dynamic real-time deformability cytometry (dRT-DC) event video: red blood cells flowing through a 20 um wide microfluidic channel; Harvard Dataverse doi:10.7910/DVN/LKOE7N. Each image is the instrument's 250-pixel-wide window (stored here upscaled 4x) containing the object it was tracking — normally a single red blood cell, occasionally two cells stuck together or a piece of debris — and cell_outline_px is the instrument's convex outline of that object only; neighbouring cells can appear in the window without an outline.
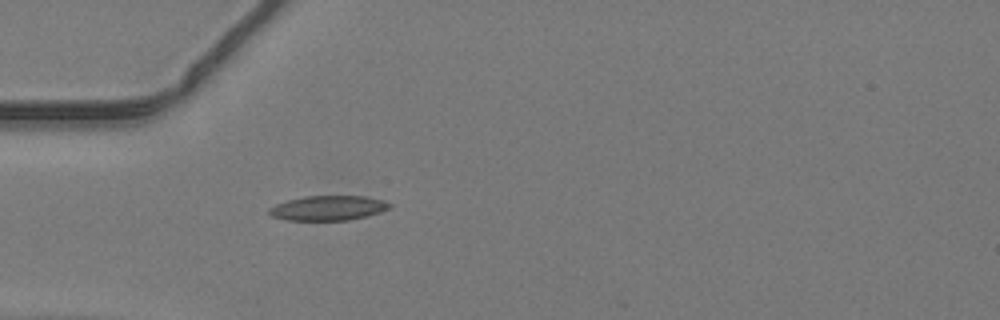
{"species": "common noctule bat (a hibernating species)", "species_latin": "Nyctalus noctula", "temperature_condition": "warm", "stored_images_in_passage": 29, "camera_frame_rate_fps": 3000, "um_per_image_px": 0.085, "animal": {"sex": "male", "body_mass_g": 19.2, "forearm_length_mm": 51.8}, "frame": {"image": 1, "passage_image": 1, "time_ms": 0.0, "image_size_px": [1000, 320], "cell_outline_px": [[392, 208], [380, 212], [348, 220], [288, 220], [272, 216], [268, 212], [268, 208], [276, 204], [288, 200], [304, 196], [364, 196], [384, 200], [392, 204]], "centroid_in_image_um": [27.91, 17.67], "position_along_channel_um": 57.1, "area_um2": 17.34}}
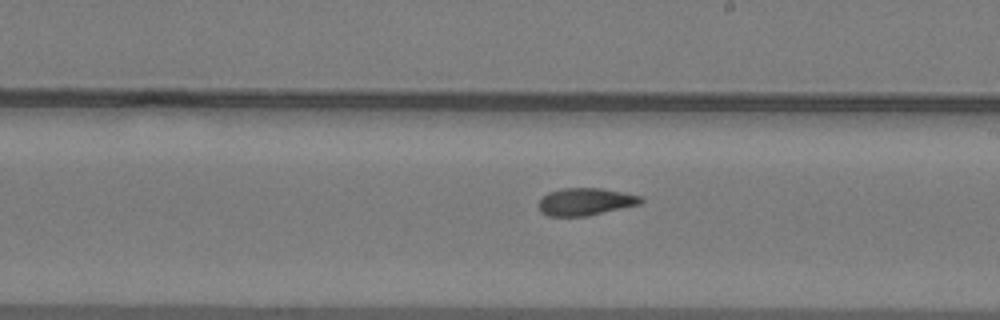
{"frame": {"image": 2, "passage_image": 14, "time_ms": 4.333, "image_size_px": [1000, 320], "cell_outline_px": [[644, 200], [640, 204], [588, 216], [548, 216], [540, 212], [536, 204], [548, 192], [560, 188], [604, 188], [640, 196]], "centroid_in_image_um": [49.72, 17.14], "position_along_channel_um": 239.3, "area_um2": 16.47}}
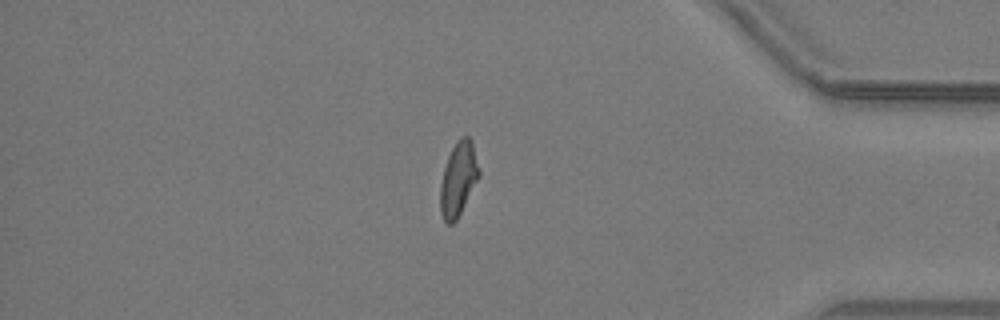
{"frame": {"image": 3, "passage_image": 27, "time_ms": 8.667, "image_size_px": [1000, 320], "cell_outline_px": [[480, 176], [456, 220], [452, 224], [448, 224], [444, 220], [440, 212], [440, 184], [444, 168], [448, 156], [456, 140], [460, 136], [468, 136], [472, 140], [480, 168]], "centroid_in_image_um": [38.97, 15.18], "position_along_channel_um": 396.2, "area_um2": 16.82}}